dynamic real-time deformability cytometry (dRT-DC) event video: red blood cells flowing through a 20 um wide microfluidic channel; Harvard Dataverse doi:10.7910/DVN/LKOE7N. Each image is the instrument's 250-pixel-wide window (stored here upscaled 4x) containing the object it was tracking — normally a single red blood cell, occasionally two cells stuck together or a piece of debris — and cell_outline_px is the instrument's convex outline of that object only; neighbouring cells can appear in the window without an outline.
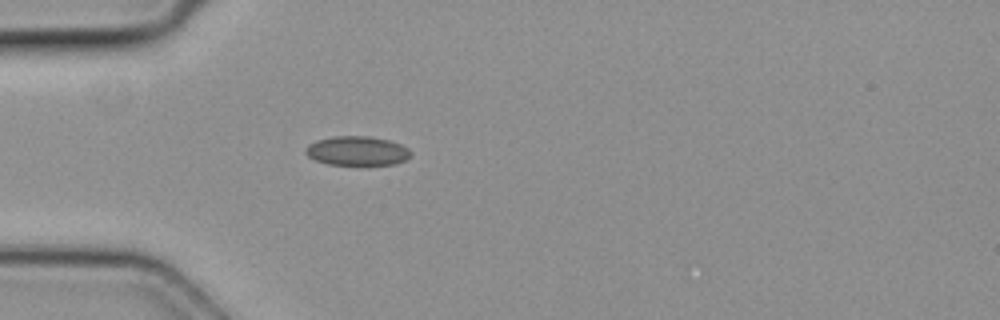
{"species": "common noctule bat (a hibernating species)", "species_latin": "Nyctalus noctula", "temperature_condition": "cold", "stored_images_in_passage": 3, "camera_frame_rate_fps": 3000, "um_per_image_px": 0.085, "animal": {"sex": "female", "body_mass_g": 19.3, "forearm_length_mm": 54.1}, "frame": {"image": 1, "passage_image": 3, "time_ms": 0.667, "image_size_px": [1000, 320], "cell_outline_px": [[412, 152], [404, 160], [396, 164], [356, 168], [328, 164], [316, 160], [308, 156], [304, 152], [304, 148], [308, 144], [316, 140], [332, 136], [368, 136], [388, 140], [400, 144], [408, 148]], "centroid_in_image_um": [30.33, 12.87], "position_along_channel_um": 54.7, "area_um2": 18.79}}